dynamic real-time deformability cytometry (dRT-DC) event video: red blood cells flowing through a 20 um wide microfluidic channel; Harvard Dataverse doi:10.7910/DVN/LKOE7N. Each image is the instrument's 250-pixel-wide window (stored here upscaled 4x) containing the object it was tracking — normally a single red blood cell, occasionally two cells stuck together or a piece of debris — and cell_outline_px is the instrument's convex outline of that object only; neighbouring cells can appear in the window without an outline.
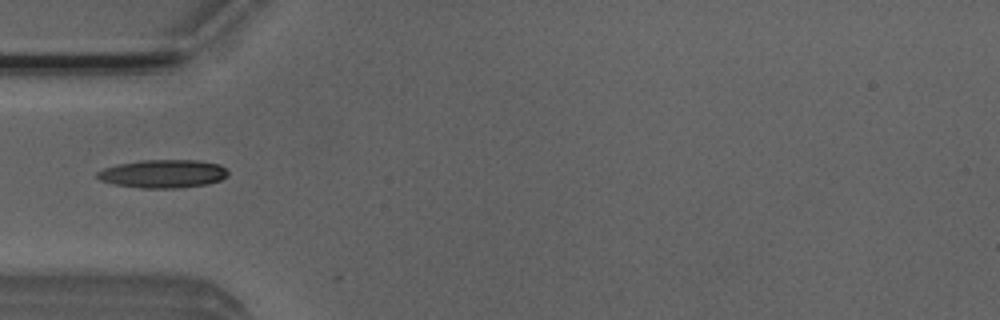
{"species": "Egyptian fruit bat (a non-hibernating species)", "species_latin": "Rousettus aegyptiacus", "temperature_condition": "room temperature", "stored_images_in_passage": 9, "camera_frame_rate_fps": 3000, "um_per_image_px": 0.085, "animal": {"sex": "male"}, "frame": {"image": 1, "passage_image": 1, "time_ms": 0.0, "image_size_px": [1000, 320], "cell_outline_px": [[228, 176], [220, 180], [208, 184], [180, 188], [140, 188], [112, 184], [100, 180], [96, 176], [96, 172], [104, 168], [120, 164], [140, 160], [200, 160], [220, 164], [228, 172]], "centroid_in_image_um": [13.86, 14.77], "position_along_channel_um": 71.1, "area_um2": 21.68}}
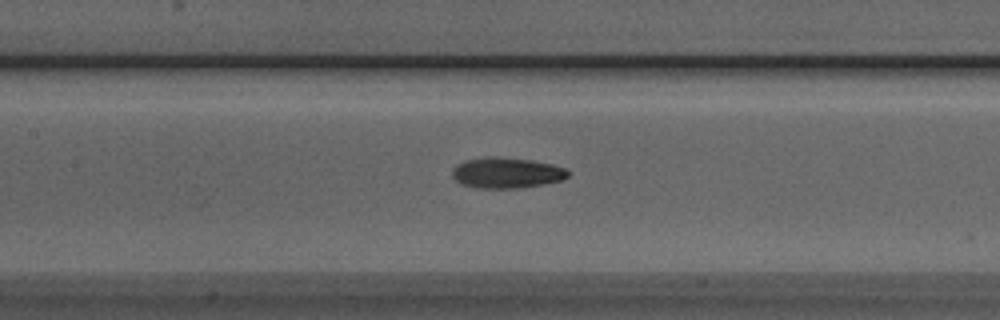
{"frame": {"image": 2, "passage_image": 8, "time_ms": 2.333, "image_size_px": [1000, 320], "cell_outline_px": [[568, 176], [560, 180], [544, 184], [520, 188], [476, 188], [460, 184], [452, 176], [452, 168], [456, 164], [464, 160], [484, 156], [496, 156], [532, 160], [552, 164], [564, 168], [568, 172]], "centroid_in_image_um": [42.99, 14.68], "position_along_channel_um": 164.4, "area_um2": 20.92}}